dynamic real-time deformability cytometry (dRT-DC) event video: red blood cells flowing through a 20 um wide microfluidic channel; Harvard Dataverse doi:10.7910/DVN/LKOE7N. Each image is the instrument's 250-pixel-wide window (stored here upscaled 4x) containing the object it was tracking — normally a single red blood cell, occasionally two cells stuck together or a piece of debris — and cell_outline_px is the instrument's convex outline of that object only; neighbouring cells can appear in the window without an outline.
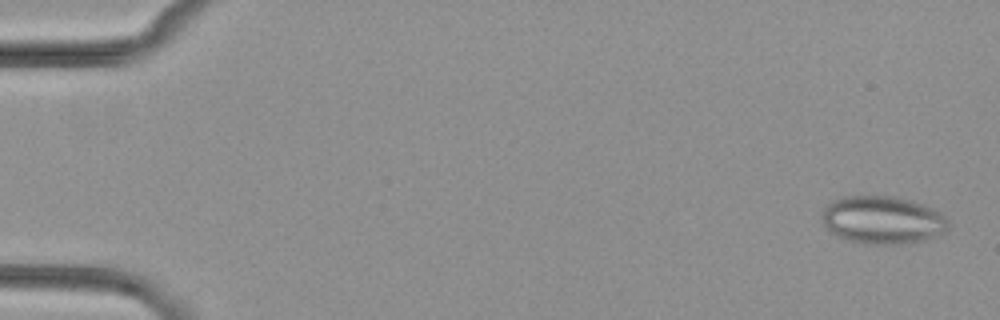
{"species": "common noctule bat (a hibernating species)", "species_latin": "Nyctalus noctula", "temperature_condition": "cold", "stored_images_in_passage": 4, "camera_frame_rate_fps": 3000, "um_per_image_px": 0.085, "animal": {"sex": "female", "body_mass_g": 29.2, "forearm_length_mm": 56.3}, "frame": {"image": 1, "passage_image": 1, "time_ms": 0.0, "image_size_px": [1000, 320], "cell_outline_px": [[948, 228], [944, 232], [936, 236], [924, 240], [900, 244], [876, 244], [848, 240], [836, 236], [828, 232], [824, 224], [824, 208], [832, 200], [844, 196], [896, 196], [924, 204], [940, 212], [948, 220]], "centroid_in_image_um": [75.03, 18.69], "position_along_channel_um": 10.0, "area_um2": 35.2}}